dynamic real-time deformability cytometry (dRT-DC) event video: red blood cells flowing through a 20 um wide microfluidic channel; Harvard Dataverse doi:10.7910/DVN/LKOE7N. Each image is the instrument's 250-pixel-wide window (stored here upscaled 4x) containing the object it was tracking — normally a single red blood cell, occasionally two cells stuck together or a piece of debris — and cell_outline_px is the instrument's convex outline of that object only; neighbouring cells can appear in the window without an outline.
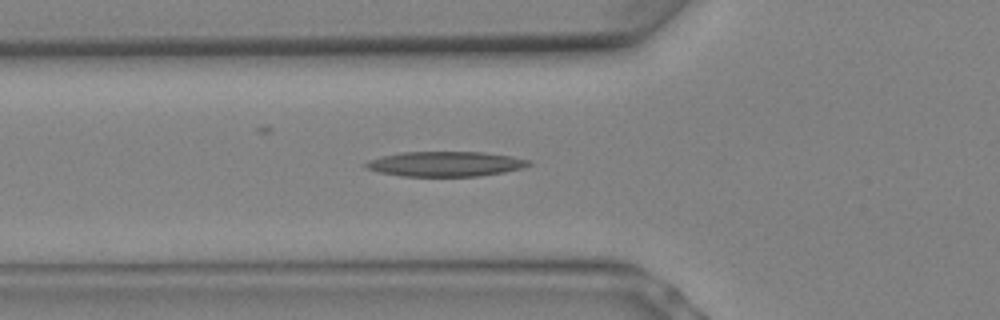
{"species": "Egyptian fruit bat (a non-hibernating species)", "species_latin": "Rousettus aegyptiacus", "temperature_condition": "warm", "stored_images_in_passage": 8, "camera_frame_rate_fps": 3000, "um_per_image_px": 0.085, "animal": {"sex": "female"}, "frame": {"image": 1, "passage_image": 8, "time_ms": 2.333, "image_size_px": [1000, 320], "cell_outline_px": [[532, 164], [524, 168], [504, 172], [480, 176], [404, 176], [380, 172], [364, 168], [364, 164], [368, 160], [380, 156], [400, 152], [484, 152], [512, 156], [532, 160]], "centroid_in_image_um": [37.89, 13.93], "position_along_channel_um": 87.9, "area_um2": 23.93}}